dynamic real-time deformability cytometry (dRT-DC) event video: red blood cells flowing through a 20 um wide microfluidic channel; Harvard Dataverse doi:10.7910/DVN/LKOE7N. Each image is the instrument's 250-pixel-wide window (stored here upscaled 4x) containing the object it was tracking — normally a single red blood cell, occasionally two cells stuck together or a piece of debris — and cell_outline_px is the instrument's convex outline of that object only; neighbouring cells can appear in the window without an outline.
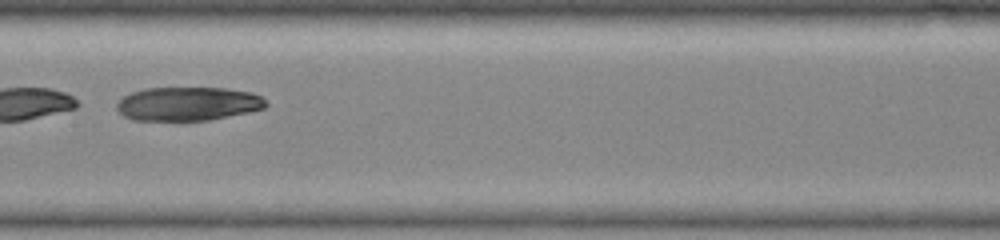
{"species": "common noctule bat (a hibernating species)", "species_latin": "Nyctalus noctula", "temperature_condition": "warm", "stored_images_in_passage": 35, "camera_frame_rate_fps": 3000, "um_per_image_px": 0.085, "animal": {"sex": "female", "body_mass_g": 19.0, "forearm_length_mm": 51.5}, "frame": {"image": 1, "passage_image": 28, "time_ms": 9.0, "image_size_px": [1000, 240], "cell_outline_px": [[268, 104], [264, 108], [248, 112], [208, 120], [132, 120], [124, 116], [116, 108], [116, 104], [124, 96], [132, 92], [144, 88], [228, 88], [252, 92], [260, 96]], "centroid_in_image_um": [15.97, 8.81], "position_along_channel_um": 191.4, "area_um2": 29.25}}